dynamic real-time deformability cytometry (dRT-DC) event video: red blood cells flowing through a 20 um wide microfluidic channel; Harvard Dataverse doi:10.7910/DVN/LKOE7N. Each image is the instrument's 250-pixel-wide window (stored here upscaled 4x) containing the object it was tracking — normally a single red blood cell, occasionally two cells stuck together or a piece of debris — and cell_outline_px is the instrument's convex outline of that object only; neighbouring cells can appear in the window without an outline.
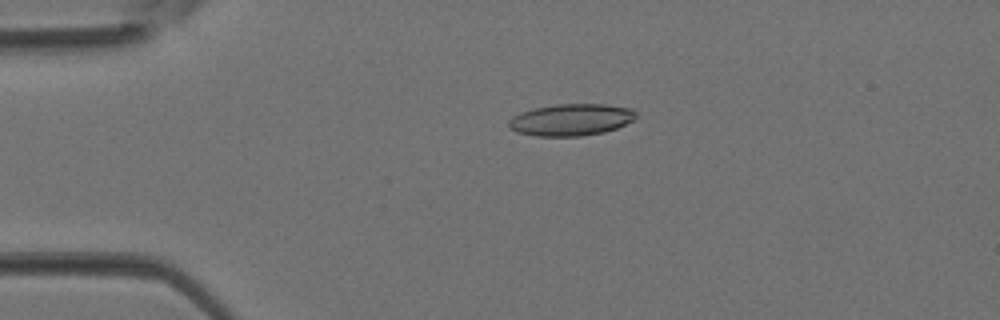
{"species": "Egyptian fruit bat (a non-hibernating species)", "species_latin": "Rousettus aegyptiacus", "temperature_condition": "room temperature", "stored_images_in_passage": 38, "camera_frame_rate_fps": 3000, "um_per_image_px": 0.085, "animal": {"sex": "female"}, "frame": {"image": 1, "passage_image": 9, "time_ms": 2.667, "image_size_px": [1000, 320], "cell_outline_px": [[636, 116], [632, 120], [616, 128], [604, 132], [580, 136], [536, 136], [516, 132], [508, 128], [508, 120], [512, 116], [520, 112], [532, 108], [556, 104], [604, 104], [632, 108], [636, 112]], "centroid_in_image_um": [48.49, 10.17], "position_along_channel_um": 36.5, "area_um2": 23.76}}
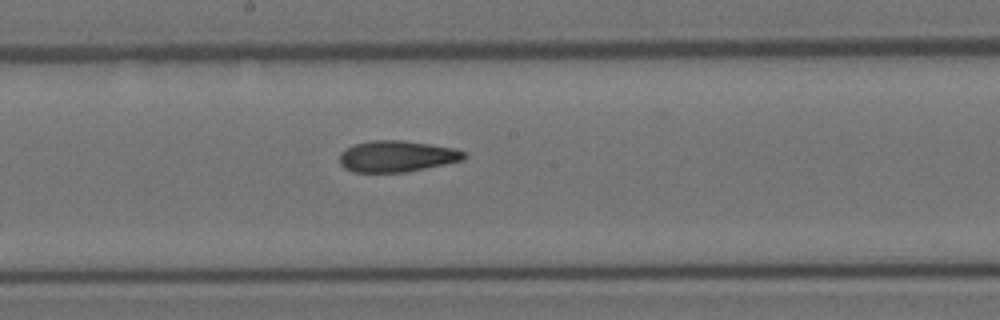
{"frame": {"image": 2, "passage_image": 21, "time_ms": 6.667, "image_size_px": [1000, 320], "cell_outline_px": [[468, 156], [464, 160], [404, 172], [352, 172], [344, 168], [340, 164], [340, 152], [356, 144], [368, 140], [404, 140], [452, 148], [464, 152]], "centroid_in_image_um": [33.71, 13.28], "position_along_channel_um": 214.5, "area_um2": 22.54}}
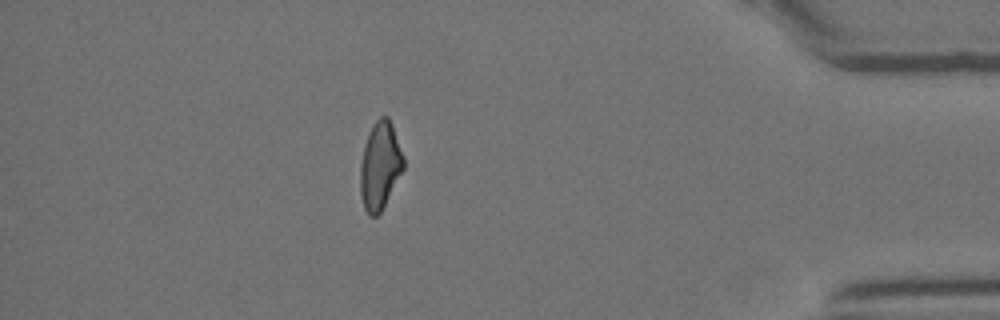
{"frame": {"image": 3, "passage_image": 34, "time_ms": 11.0, "image_size_px": [1000, 320], "cell_outline_px": [[404, 168], [380, 212], [376, 216], [368, 216], [364, 208], [360, 192], [360, 164], [364, 144], [372, 124], [380, 116], [388, 116], [392, 124], [404, 156]], "centroid_in_image_um": [32.29, 14.06], "position_along_channel_um": 402.9, "area_um2": 22.08}}